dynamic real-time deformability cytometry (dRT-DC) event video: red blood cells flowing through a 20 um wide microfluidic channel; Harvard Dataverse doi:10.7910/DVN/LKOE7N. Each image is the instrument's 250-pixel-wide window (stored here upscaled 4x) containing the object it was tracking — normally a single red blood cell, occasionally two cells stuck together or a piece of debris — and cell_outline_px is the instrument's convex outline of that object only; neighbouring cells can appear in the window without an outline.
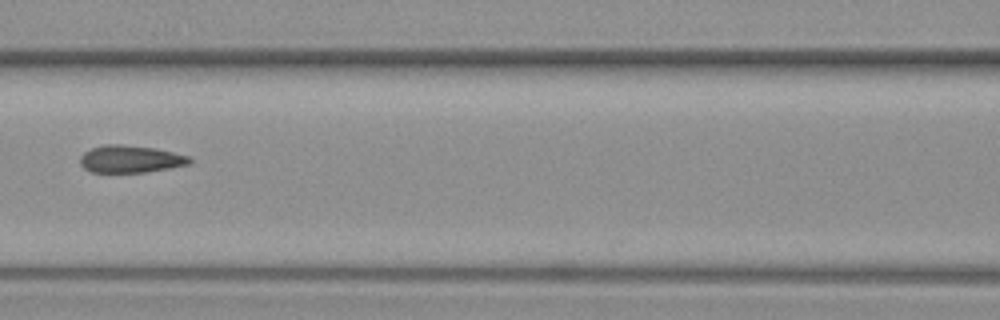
{"species": "common noctule bat (a hibernating species)", "species_latin": "Nyctalus noctula", "temperature_condition": "warm", "stored_images_in_passage": 4, "camera_frame_rate_fps": 3000, "um_per_image_px": 0.085, "animal": {"sex": "female", "body_mass_g": 19.3, "forearm_length_mm": 54.1}, "frame": {"image": 1, "passage_image": 4, "time_ms": 3.333, "image_size_px": [1000, 320], "cell_outline_px": [[192, 164], [144, 172], [92, 172], [84, 168], [80, 164], [80, 156], [84, 152], [92, 148], [104, 144], [120, 144], [152, 148], [172, 152], [188, 156], [192, 160]], "centroid_in_image_um": [11.07, 13.52], "position_along_channel_um": 155.5, "area_um2": 17.28}}